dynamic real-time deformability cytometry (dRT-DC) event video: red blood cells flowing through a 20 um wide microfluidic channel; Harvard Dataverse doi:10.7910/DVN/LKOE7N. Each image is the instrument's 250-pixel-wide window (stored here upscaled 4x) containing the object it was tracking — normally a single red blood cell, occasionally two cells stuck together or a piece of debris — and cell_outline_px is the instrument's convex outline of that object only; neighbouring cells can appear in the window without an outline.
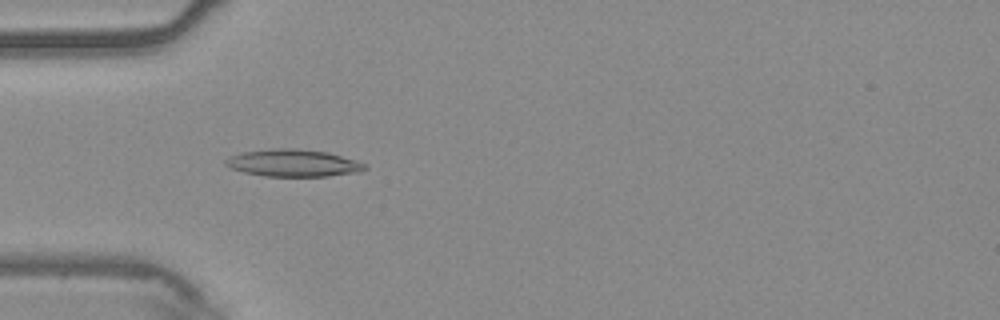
{"species": "common noctule bat (a hibernating species)", "species_latin": "Nyctalus noctula", "temperature_condition": "warm", "stored_images_in_passage": 39, "camera_frame_rate_fps": 3000, "um_per_image_px": 0.085, "animal": {"sex": "male", "body_mass_g": 20.4}, "frame": {"image": 1, "passage_image": 1, "time_ms": 0.0, "image_size_px": [1000, 320], "cell_outline_px": [[368, 168], [360, 172], [328, 176], [264, 176], [244, 172], [232, 168], [224, 164], [224, 160], [232, 156], [244, 152], [272, 148], [296, 148], [328, 152], [356, 160], [364, 164]], "centroid_in_image_um": [24.95, 13.85], "position_along_channel_um": 60.1, "area_um2": 22.02}}
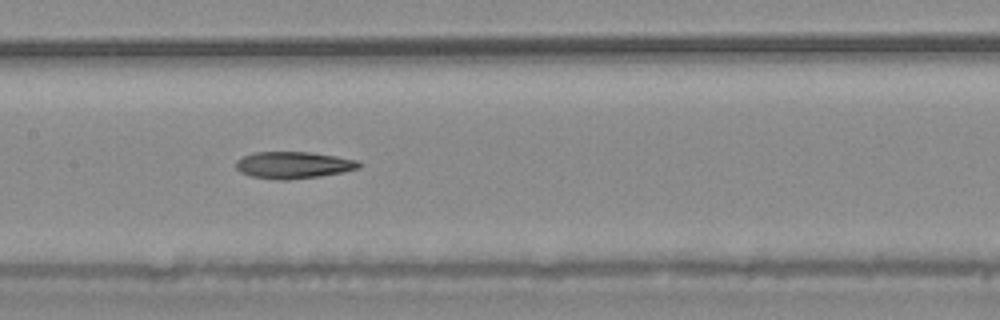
{"frame": {"image": 2, "passage_image": 11, "time_ms": 3.333, "image_size_px": [1000, 320], "cell_outline_px": [[360, 168], [320, 176], [288, 180], [280, 180], [252, 176], [240, 172], [236, 168], [236, 160], [244, 156], [256, 152], [308, 152], [336, 156], [360, 160]], "centroid_in_image_um": [24.95, 14.02], "position_along_channel_um": 182.5, "area_um2": 19.13}}
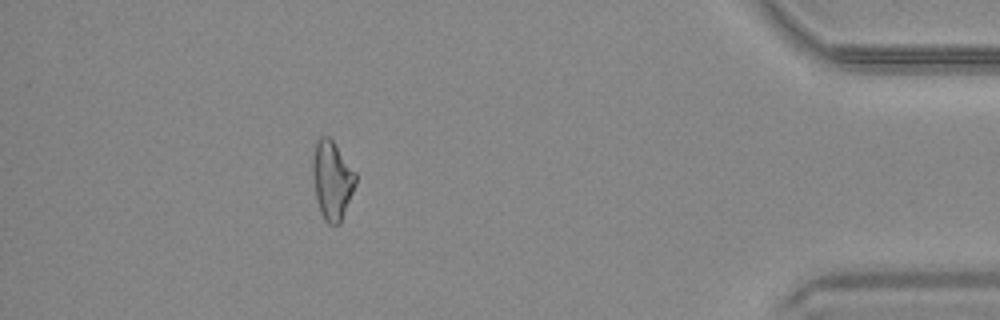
{"frame": {"image": 3, "passage_image": 33, "time_ms": 10.667, "image_size_px": [1000, 320], "cell_outline_px": [[356, 184], [340, 224], [328, 224], [324, 220], [320, 212], [316, 196], [312, 168], [312, 160], [316, 140], [320, 136], [328, 136], [332, 140], [356, 172]], "centroid_in_image_um": [28.23, 15.3], "position_along_channel_um": 407.0, "area_um2": 19.59}, "authors_computed_cell_mechanics": {"area_um2": 19.4786, "velocity_mm_per_s": 3.7276, "shape_relaxation_time_tau1_ms": 11.1927, "shape_relaxation_time_tau2_ms": 5.6163, "deformation_change_tau1": 0.2233, "deformation_change_tau2": 0.1596}}